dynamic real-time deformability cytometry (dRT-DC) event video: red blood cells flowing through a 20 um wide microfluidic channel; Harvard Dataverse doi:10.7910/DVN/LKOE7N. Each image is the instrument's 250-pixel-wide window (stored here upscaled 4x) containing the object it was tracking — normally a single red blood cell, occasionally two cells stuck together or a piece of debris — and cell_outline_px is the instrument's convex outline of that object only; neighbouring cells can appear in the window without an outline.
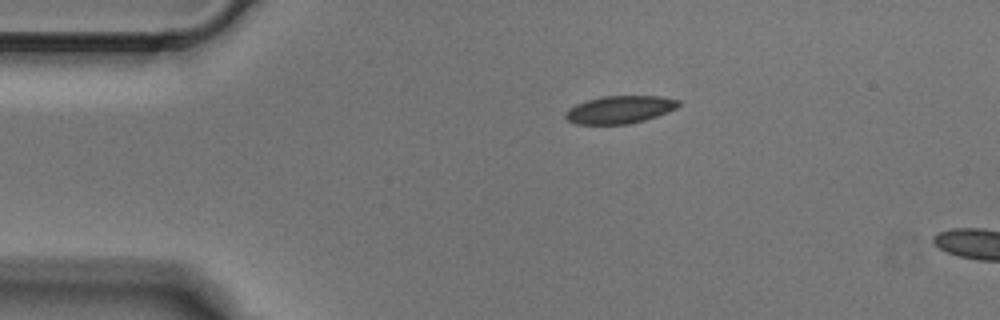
{"species": "Egyptian fruit bat (a non-hibernating species)", "species_latin": "Rousettus aegyptiacus", "temperature_condition": "cold", "stored_images_in_passage": 2, "camera_frame_rate_fps": 3000, "um_per_image_px": 0.085, "animal": {"sex": "male"}, "frame": {"image": 1, "passage_image": 1, "time_ms": 0.0, "image_size_px": [1000, 320], "cell_outline_px": [[680, 104], [676, 108], [656, 116], [644, 120], [628, 124], [576, 124], [568, 120], [564, 116], [564, 112], [568, 108], [576, 104], [588, 100], [604, 96], [660, 96], [680, 100]], "centroid_in_image_um": [52.66, 9.31], "position_along_channel_um": 32.3, "area_um2": 18.15}}